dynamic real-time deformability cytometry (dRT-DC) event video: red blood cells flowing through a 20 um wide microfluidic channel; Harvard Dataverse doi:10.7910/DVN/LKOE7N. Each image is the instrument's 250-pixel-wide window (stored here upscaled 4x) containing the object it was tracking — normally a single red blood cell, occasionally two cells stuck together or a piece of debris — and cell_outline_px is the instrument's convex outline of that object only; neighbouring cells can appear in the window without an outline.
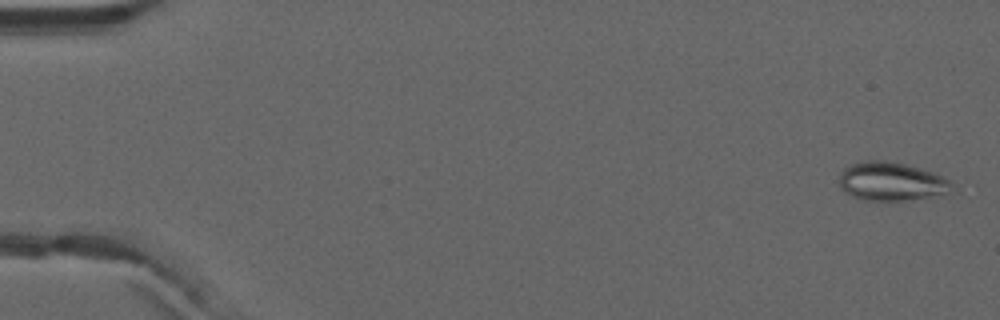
{"species": "common noctule bat (a hibernating species)", "species_latin": "Nyctalus noctula", "temperature_condition": "warm", "stored_images_in_passage": 29, "camera_frame_rate_fps": 3000, "um_per_image_px": 0.085, "animal": {"sex": "male", "forearm_length_mm": 52.5}, "frame": {"image": 1, "passage_image": 1, "time_ms": 0.0, "image_size_px": [1000, 320], "cell_outline_px": [[952, 184], [944, 192], [932, 196], [900, 200], [860, 200], [844, 192], [840, 188], [840, 172], [844, 168], [852, 164], [864, 160], [884, 160], [904, 164], [936, 172], [948, 180]], "centroid_in_image_um": [75.68, 15.4], "position_along_channel_um": 9.3, "area_um2": 24.97}}
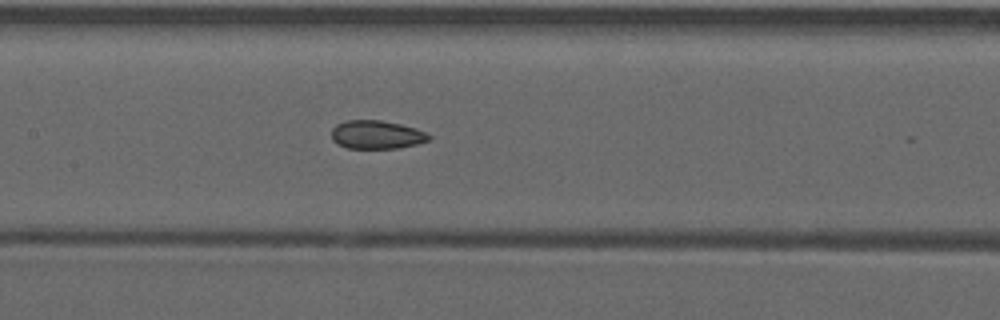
{"frame": {"image": 2, "passage_image": 25, "time_ms": 8.0, "image_size_px": [1000, 320], "cell_outline_px": [[432, 136], [428, 140], [416, 144], [396, 148], [348, 148], [336, 144], [332, 140], [332, 128], [336, 124], [348, 120], [380, 120], [400, 124], [416, 128]], "centroid_in_image_um": [31.98, 11.44], "position_along_channel_um": 175.4, "area_um2": 16.07}}
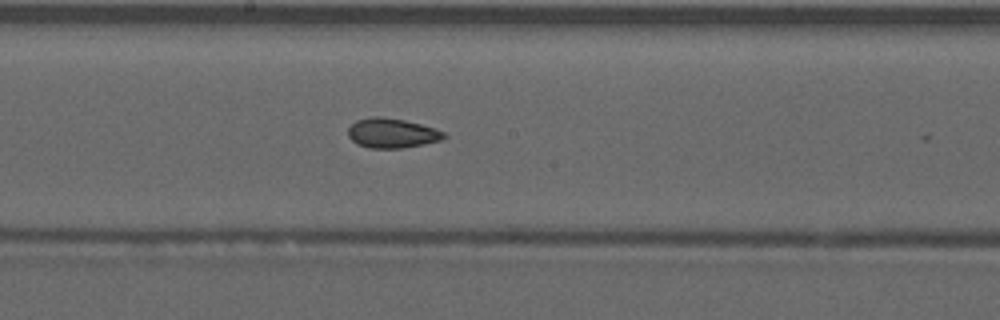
{"frame": {"image": 3, "passage_image": 28, "time_ms": 9.0, "image_size_px": [1000, 320], "cell_outline_px": [[448, 136], [440, 140], [424, 144], [400, 148], [368, 148], [356, 144], [348, 136], [348, 128], [356, 120], [372, 116], [380, 116], [404, 120], [420, 124], [444, 132]], "centroid_in_image_um": [33.28, 11.32], "position_along_channel_um": 214.9, "area_um2": 16.53}}